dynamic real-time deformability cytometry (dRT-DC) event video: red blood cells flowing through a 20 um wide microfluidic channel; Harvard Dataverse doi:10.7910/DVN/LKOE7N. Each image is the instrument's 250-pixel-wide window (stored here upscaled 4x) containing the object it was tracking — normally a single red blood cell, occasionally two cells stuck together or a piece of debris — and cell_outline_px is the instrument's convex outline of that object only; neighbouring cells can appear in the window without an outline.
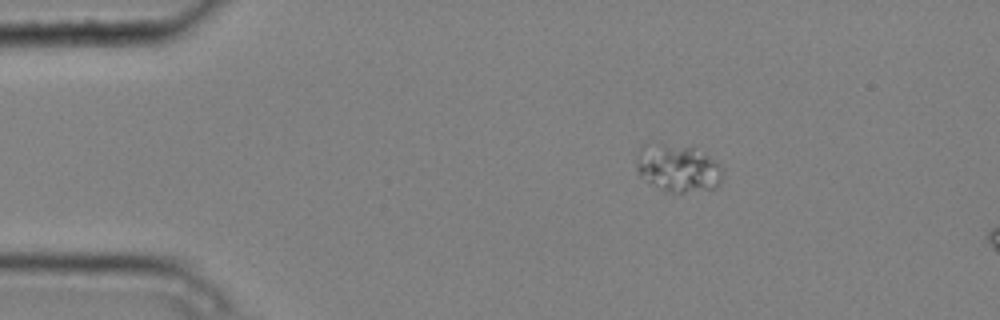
{"species": "common noctule bat (a hibernating species)", "species_latin": "Nyctalus noctula", "temperature_condition": "cold", "stored_images_in_passage": 3, "camera_frame_rate_fps": 3000, "um_per_image_px": 0.085, "animal": {"sex": "male", "body_mass_g": 20.4}, "frame": {"image": 1, "passage_image": 1, "time_ms": 0.0, "image_size_px": [1000, 320], "cell_outline_px": [[724, 168], [720, 180], [716, 188], [684, 192], [664, 192], [640, 176], [636, 172], [636, 156], [640, 148], [644, 144], [692, 148], [720, 164]], "centroid_in_image_um": [57.59, 14.33], "position_along_channel_um": 27.4, "area_um2": 23.35}}